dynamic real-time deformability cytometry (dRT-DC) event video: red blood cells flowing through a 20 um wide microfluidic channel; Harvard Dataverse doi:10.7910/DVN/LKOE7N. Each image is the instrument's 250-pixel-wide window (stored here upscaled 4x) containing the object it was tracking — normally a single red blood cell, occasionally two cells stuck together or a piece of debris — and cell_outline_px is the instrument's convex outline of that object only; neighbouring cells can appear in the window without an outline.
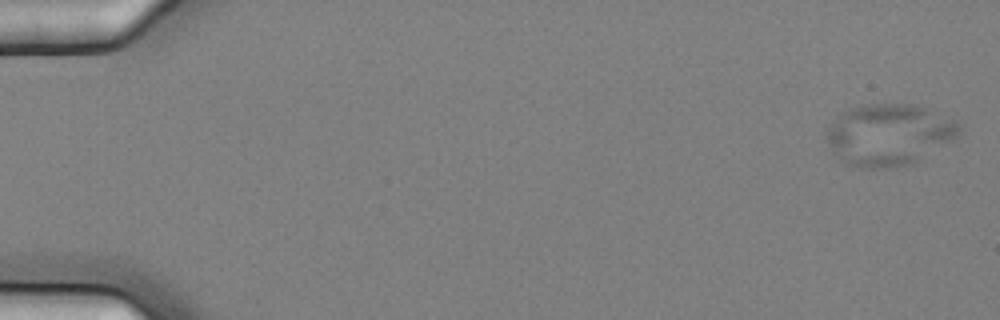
{"species": "common noctule bat (a hibernating species)", "species_latin": "Nyctalus noctula", "temperature_condition": "cold", "stored_images_in_passage": 9, "camera_frame_rate_fps": 3000, "um_per_image_px": 0.085, "animal": {"sex": "female", "body_mass_g": 25.1}, "frame": {"image": 1, "passage_image": 1, "time_ms": 0.0, "image_size_px": [1000, 320], "cell_outline_px": [[960, 132], [956, 136], [912, 164], [884, 168], [856, 168], [848, 164], [828, 144], [824, 128], [848, 108], [872, 104], [916, 104], [956, 120], [960, 124]], "centroid_in_image_um": [75.53, 11.43], "position_along_channel_um": 9.5, "area_um2": 47.11}}
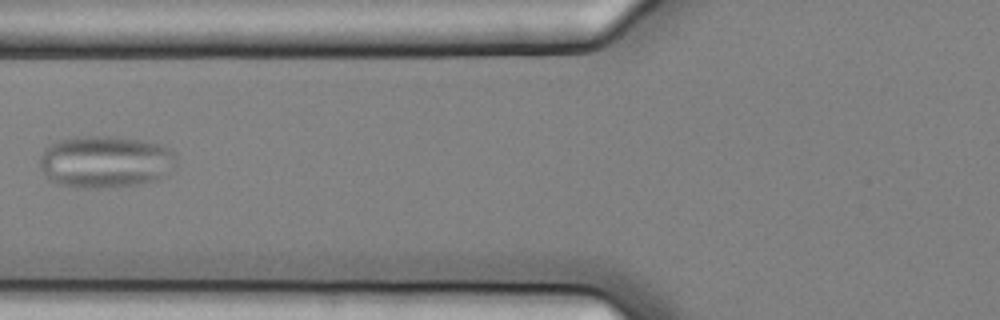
{"frame": {"image": 2, "passage_image": 6, "time_ms": 1.667, "image_size_px": [1000, 320], "cell_outline_px": [[176, 168], [160, 180], [136, 184], [96, 188], [76, 188], [56, 184], [48, 180], [40, 168], [40, 156], [44, 148], [48, 144], [60, 140], [76, 136], [116, 136], [144, 140], [160, 144], [176, 152]], "centroid_in_image_um": [8.97, 13.74], "position_along_channel_um": 116.8, "area_um2": 42.43}}